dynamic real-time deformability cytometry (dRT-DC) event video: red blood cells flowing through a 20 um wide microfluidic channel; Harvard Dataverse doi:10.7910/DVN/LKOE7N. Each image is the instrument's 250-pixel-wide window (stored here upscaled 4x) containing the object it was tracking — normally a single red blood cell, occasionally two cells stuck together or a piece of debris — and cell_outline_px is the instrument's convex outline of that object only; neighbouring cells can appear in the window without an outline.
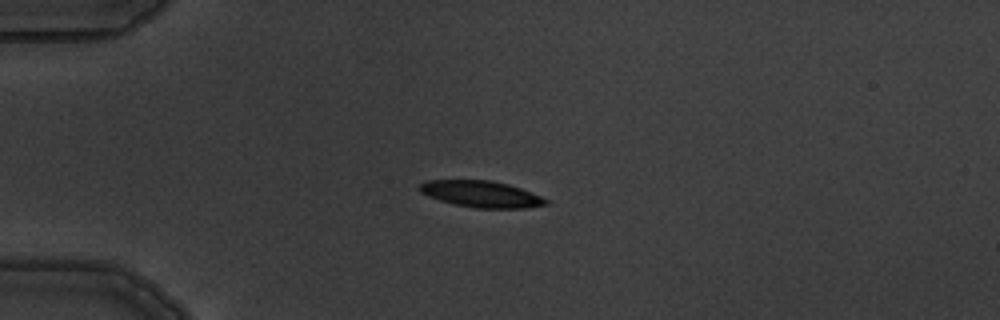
{"species": "common noctule bat (a hibernating species)", "species_latin": "Nyctalus noctula", "temperature_condition": "warm", "stored_images_in_passage": 5, "camera_frame_rate_fps": 3000, "um_per_image_px": 0.085, "animal": {"sex": "male", "body_mass_g": 19.5, "forearm_length_mm": 54.6}, "frame": {"image": 1, "passage_image": 3, "time_ms": 2.667, "image_size_px": [1000, 320], "cell_outline_px": [[548, 204], [528, 208], [476, 208], [456, 204], [440, 200], [428, 196], [420, 192], [420, 184], [428, 180], [492, 180], [508, 184], [520, 188], [540, 196], [548, 200]], "centroid_in_image_um": [40.92, 16.49], "position_along_channel_um": 44.1, "area_um2": 19.31}}